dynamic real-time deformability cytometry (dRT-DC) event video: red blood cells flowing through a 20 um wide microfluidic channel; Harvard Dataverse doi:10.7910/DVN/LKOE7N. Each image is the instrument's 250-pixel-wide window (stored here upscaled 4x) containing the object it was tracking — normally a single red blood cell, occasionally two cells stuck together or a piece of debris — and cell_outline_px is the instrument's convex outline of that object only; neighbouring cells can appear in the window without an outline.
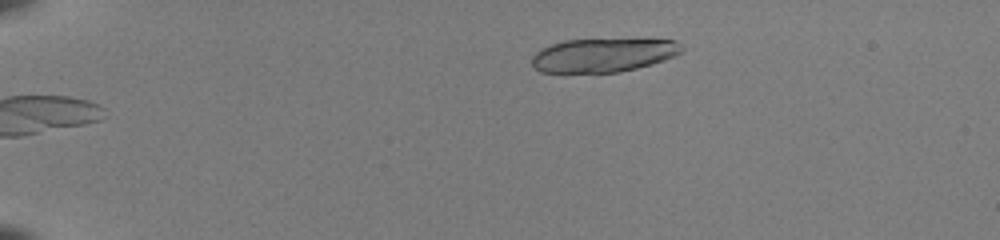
{"species": "common noctule bat (a hibernating species)", "species_latin": "Nyctalus noctula", "temperature_condition": "room temperature", "stored_images_in_passage": 42, "camera_frame_rate_fps": 3000, "um_per_image_px": 0.085, "animal": {"sex": "female", "body_mass_g": 22.0, "forearm_length_mm": 56.7}, "frame": {"image": 1, "passage_image": 1, "time_ms": 0.0, "image_size_px": [1000, 240], "cell_outline_px": [[684, 48], [676, 56], [652, 64], [620, 72], [540, 72], [532, 64], [532, 56], [540, 48], [564, 40], [676, 40]], "centroid_in_image_um": [51.27, 4.69], "position_along_channel_um": 33.7, "area_um2": 29.13}, "authors_computed_cell_mechanics": {"area_um2": 19.2474, "velocity_mm_per_s": 4.0958, "shape_relaxation_time_tau1_ms": 8.1576, "shape_relaxation_time_tau2_ms": 1.4085, "deformation_change_tau1": 0.2946, "deformation_change_tau2": 0.0476}}